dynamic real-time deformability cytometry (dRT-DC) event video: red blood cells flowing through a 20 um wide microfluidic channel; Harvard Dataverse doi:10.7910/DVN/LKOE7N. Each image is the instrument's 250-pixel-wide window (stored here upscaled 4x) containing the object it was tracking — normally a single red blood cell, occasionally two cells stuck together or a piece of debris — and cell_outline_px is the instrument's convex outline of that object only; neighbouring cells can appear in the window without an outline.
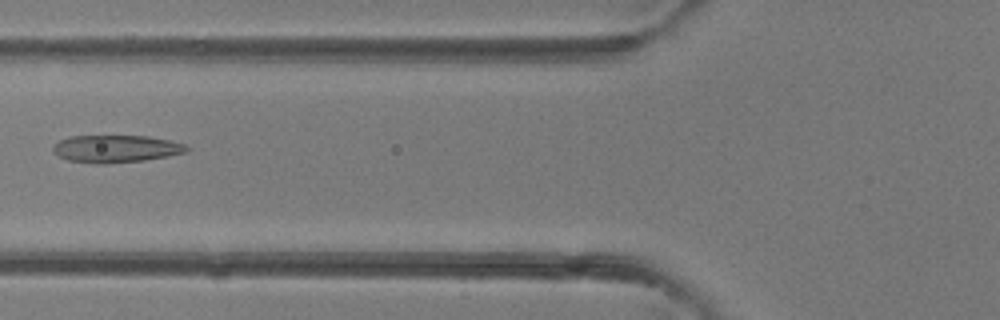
{"species": "common noctule bat (a hibernating species)", "species_latin": "Nyctalus noctula", "temperature_condition": "room temperature", "stored_images_in_passage": 4, "camera_frame_rate_fps": 3000, "um_per_image_px": 0.085, "animal": {"sex": "female"}, "frame": {"image": 1, "passage_image": 4, "time_ms": 3.333, "image_size_px": [1000, 320], "cell_outline_px": [[192, 148], [188, 152], [168, 156], [144, 160], [108, 164], [96, 164], [68, 160], [60, 156], [52, 148], [60, 140], [68, 136], [148, 136], [168, 140], [184, 144]], "centroid_in_image_um": [9.9, 12.65], "position_along_channel_um": 115.9, "area_um2": 21.33}}